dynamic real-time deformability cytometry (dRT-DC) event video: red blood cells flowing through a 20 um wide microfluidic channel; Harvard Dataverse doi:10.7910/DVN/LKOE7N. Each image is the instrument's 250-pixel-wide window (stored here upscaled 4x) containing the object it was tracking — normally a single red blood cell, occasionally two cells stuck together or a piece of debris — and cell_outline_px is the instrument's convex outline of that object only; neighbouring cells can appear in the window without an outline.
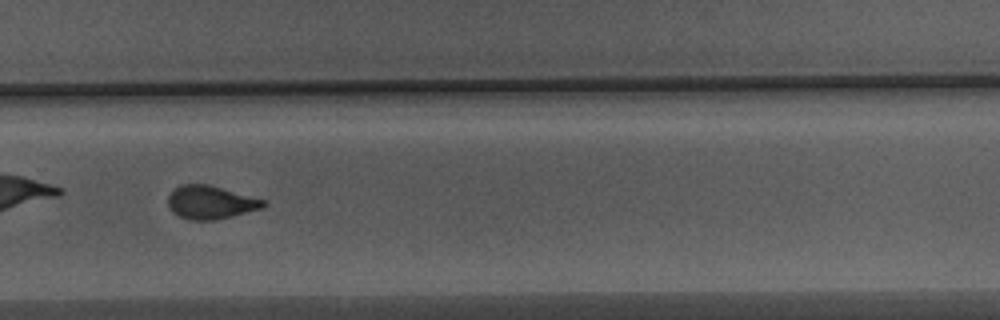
{"species": "Egyptian fruit bat (a non-hibernating species)", "species_latin": "Rousettus aegyptiacus", "temperature_condition": "warm", "stored_images_in_passage": 42, "camera_frame_rate_fps": 3000, "um_per_image_px": 0.085, "animal": {"sex": "male"}, "frame": {"image": 1, "passage_image": 24, "time_ms": 7.667, "image_size_px": [1000, 320], "cell_outline_px": [[268, 204], [260, 208], [216, 220], [192, 220], [180, 216], [172, 212], [168, 208], [168, 196], [180, 184], [208, 184], [264, 200]], "centroid_in_image_um": [17.86, 17.2], "position_along_channel_um": 311.9, "area_um2": 18.21}}
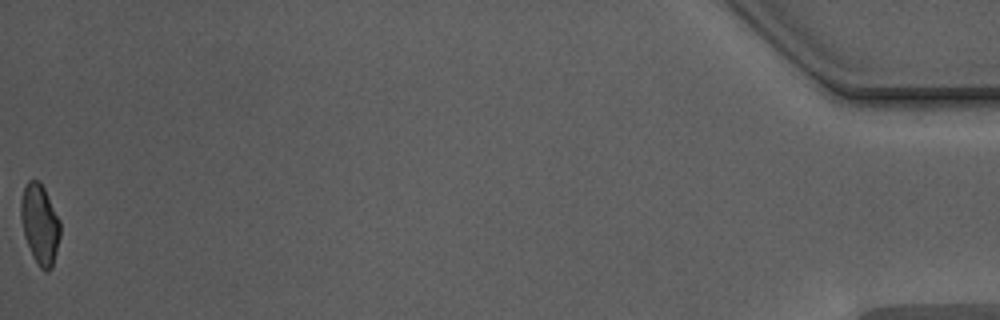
{"frame": {"image": 2, "passage_image": 42, "time_ms": 13.667, "image_size_px": [1000, 320], "cell_outline_px": [[60, 236], [52, 268], [48, 272], [44, 272], [36, 264], [32, 256], [24, 236], [20, 216], [20, 200], [24, 188], [28, 180], [36, 180], [44, 188], [60, 220]], "centroid_in_image_um": [3.38, 19.1], "position_along_channel_um": 431.8, "area_um2": 18.44}, "authors_computed_cell_mechanics": {"area_um2": 18.7272, "velocity_mm_per_s": 3.7555, "shape_relaxation_time_tau1_ms": 5.6903, "shape_relaxation_time_tau2_ms": 1.6872, "deformation_change_tau1": 0.1487, "deformation_change_tau2": 0.0723}}